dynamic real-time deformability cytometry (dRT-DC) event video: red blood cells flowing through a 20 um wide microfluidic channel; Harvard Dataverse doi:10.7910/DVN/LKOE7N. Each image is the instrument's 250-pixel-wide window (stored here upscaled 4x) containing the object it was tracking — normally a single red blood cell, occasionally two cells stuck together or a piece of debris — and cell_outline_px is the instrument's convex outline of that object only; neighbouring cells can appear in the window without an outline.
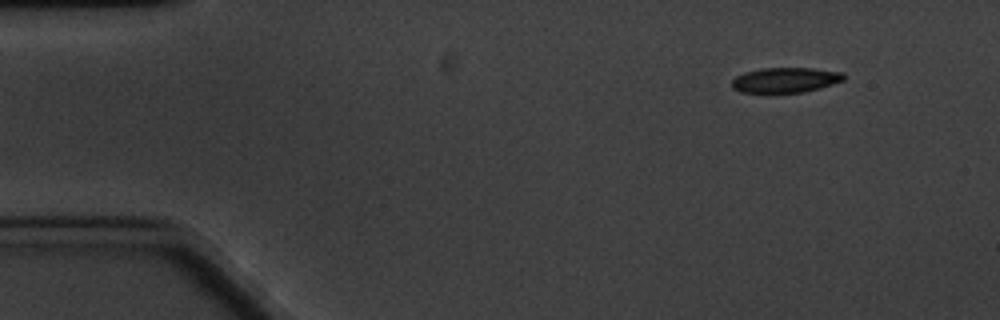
{"species": "common noctule bat (a hibernating species)", "species_latin": "Nyctalus noctula", "temperature_condition": "cold", "stored_images_in_passage": 4, "camera_frame_rate_fps": 3000, "um_per_image_px": 0.085, "animal": {"sex": "male", "body_mass_g": 20.1, "forearm_length_mm": 53.5}, "frame": {"image": 1, "passage_image": 1, "time_ms": 0.0, "image_size_px": [1000, 320], "cell_outline_px": [[844, 80], [820, 88], [804, 92], [740, 92], [732, 88], [732, 80], [736, 76], [744, 72], [760, 68], [812, 68], [844, 72]], "centroid_in_image_um": [66.75, 6.79], "position_along_channel_um": 18.2, "area_um2": 16.36}}
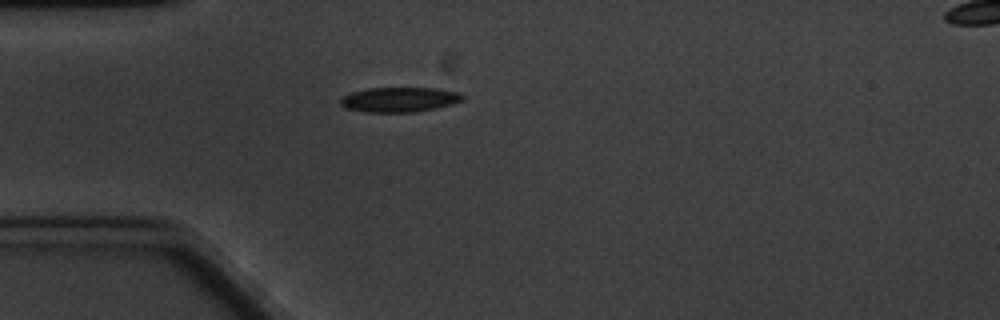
{"frame": {"image": 2, "passage_image": 4, "time_ms": 3.333, "image_size_px": [1000, 320], "cell_outline_px": [[464, 100], [452, 104], [436, 108], [416, 112], [364, 112], [348, 108], [340, 104], [340, 100], [344, 96], [352, 92], [368, 88], [436, 88], [460, 92], [464, 96]], "centroid_in_image_um": [34.0, 8.46], "position_along_channel_um": 51.0, "area_um2": 17.69}}